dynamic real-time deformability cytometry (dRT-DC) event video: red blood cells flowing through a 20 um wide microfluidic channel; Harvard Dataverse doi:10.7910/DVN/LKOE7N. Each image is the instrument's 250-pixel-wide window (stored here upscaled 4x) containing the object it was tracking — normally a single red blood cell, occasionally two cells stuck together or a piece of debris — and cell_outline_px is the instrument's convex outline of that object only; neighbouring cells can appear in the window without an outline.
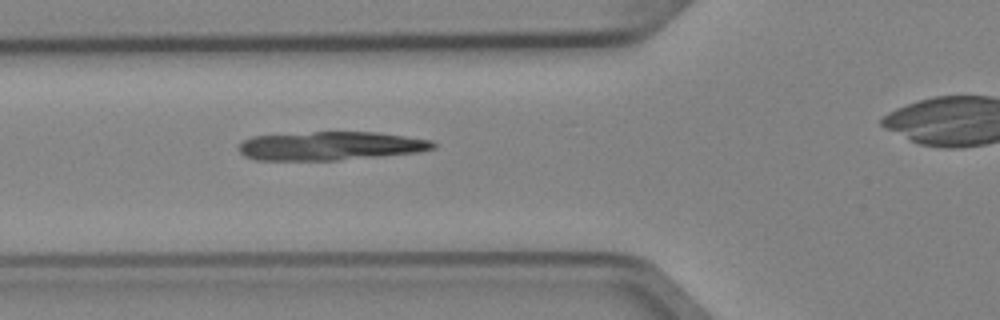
{"species": "Egyptian fruit bat (a non-hibernating species)", "species_latin": "Rousettus aegyptiacus", "temperature_condition": "cold", "stored_images_in_passage": 5, "camera_frame_rate_fps": 3000, "um_per_image_px": 0.085, "animal": {"sex": "female"}, "frame": {"image": 1, "passage_image": 4, "time_ms": 1.0, "image_size_px": [1000, 320], "cell_outline_px": [[436, 148], [420, 152], [380, 156], [336, 160], [256, 160], [244, 156], [240, 152], [240, 144], [244, 140], [252, 136], [312, 132], [376, 132], [432, 140], [436, 144]], "centroid_in_image_um": [28.11, 12.4], "position_along_channel_um": 97.7, "area_um2": 32.37}}